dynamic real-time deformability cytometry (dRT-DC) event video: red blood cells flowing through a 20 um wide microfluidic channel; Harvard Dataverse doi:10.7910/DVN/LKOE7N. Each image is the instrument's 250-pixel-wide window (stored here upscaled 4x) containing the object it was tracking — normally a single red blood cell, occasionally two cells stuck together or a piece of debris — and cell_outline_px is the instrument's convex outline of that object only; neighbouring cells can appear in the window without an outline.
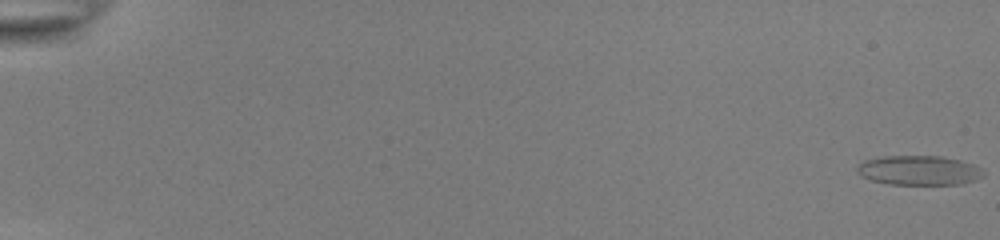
{"species": "common noctule bat (a hibernating species)", "species_latin": "Nyctalus noctula", "temperature_condition": "room temperature", "stored_images_in_passage": 55, "camera_frame_rate_fps": 3000, "um_per_image_px": 0.085, "animal": {"sex": "female", "body_mass_g": 22.0, "forearm_length_mm": 56.7}, "frame": {"image": 1, "passage_image": 1, "time_ms": 0.0, "image_size_px": [1000, 240], "cell_outline_px": [[984, 176], [960, 184], [888, 184], [872, 180], [860, 176], [856, 172], [856, 168], [864, 160], [884, 156], [940, 156], [972, 164], [980, 168], [984, 172]], "centroid_in_image_um": [78.06, 14.48], "position_along_channel_um": 6.9, "area_um2": 21.5}}
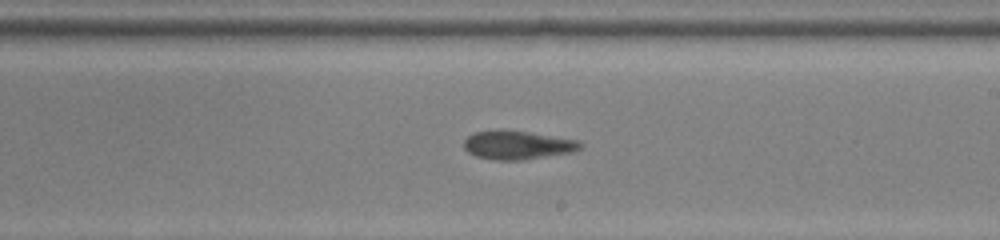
{"frame": {"image": 2, "passage_image": 35, "time_ms": 11.333, "image_size_px": [1000, 240], "cell_outline_px": [[584, 144], [580, 148], [572, 152], [520, 160], [496, 160], [476, 156], [468, 152], [464, 148], [464, 140], [468, 136], [476, 132], [500, 128], [504, 128], [580, 140]], "centroid_in_image_um": [43.98, 12.3], "position_along_channel_um": 245.0, "area_um2": 19.65}}
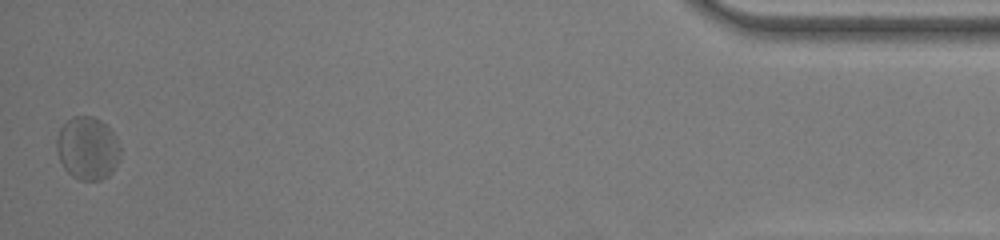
{"frame": {"image": 3, "passage_image": 55, "time_ms": 18.0, "image_size_px": [1000, 240], "cell_outline_px": [[120, 160], [112, 172], [108, 176], [100, 180], [80, 180], [72, 176], [64, 168], [60, 160], [56, 148], [56, 140], [60, 128], [72, 116], [92, 116], [100, 120], [112, 128], [116, 136], [120, 148]], "centroid_in_image_um": [7.47, 12.6], "position_along_channel_um": 427.7, "area_um2": 23.64}, "authors_computed_cell_mechanics": {"area_um2": 20.3456, "velocity_mm_per_s": 3.8178, "shape_relaxation_time_tau1_ms": 8.0419, "shape_relaxation_time_tau2_ms": 1.5818, "deformation_change_tau1": 0.1671, "deformation_change_tau2": 0.0595}}